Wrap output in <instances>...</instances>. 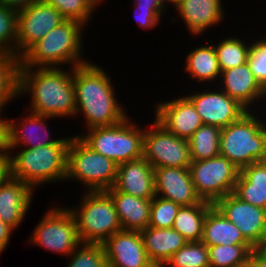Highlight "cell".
Listing matches in <instances>:
<instances>
[{
	"label": "cell",
	"instance_id": "f35d334b",
	"mask_svg": "<svg viewBox=\"0 0 266 267\" xmlns=\"http://www.w3.org/2000/svg\"><path fill=\"white\" fill-rule=\"evenodd\" d=\"M134 6V15L135 19L140 28L152 29L155 26H159L160 20H162V16L164 10L166 8H139V6ZM137 11V12H136Z\"/></svg>",
	"mask_w": 266,
	"mask_h": 267
},
{
	"label": "cell",
	"instance_id": "7bdbcfd3",
	"mask_svg": "<svg viewBox=\"0 0 266 267\" xmlns=\"http://www.w3.org/2000/svg\"><path fill=\"white\" fill-rule=\"evenodd\" d=\"M41 0H0V4L5 5L7 7H11L14 10H20L32 3L39 2Z\"/></svg>",
	"mask_w": 266,
	"mask_h": 267
},
{
	"label": "cell",
	"instance_id": "2e32d148",
	"mask_svg": "<svg viewBox=\"0 0 266 267\" xmlns=\"http://www.w3.org/2000/svg\"><path fill=\"white\" fill-rule=\"evenodd\" d=\"M108 267H155L149 260L138 231L121 230L103 244Z\"/></svg>",
	"mask_w": 266,
	"mask_h": 267
},
{
	"label": "cell",
	"instance_id": "74e56055",
	"mask_svg": "<svg viewBox=\"0 0 266 267\" xmlns=\"http://www.w3.org/2000/svg\"><path fill=\"white\" fill-rule=\"evenodd\" d=\"M247 63L257 82L266 91V35L251 43Z\"/></svg>",
	"mask_w": 266,
	"mask_h": 267
},
{
	"label": "cell",
	"instance_id": "1f68e13d",
	"mask_svg": "<svg viewBox=\"0 0 266 267\" xmlns=\"http://www.w3.org/2000/svg\"><path fill=\"white\" fill-rule=\"evenodd\" d=\"M252 245H217L208 247L210 267H246Z\"/></svg>",
	"mask_w": 266,
	"mask_h": 267
},
{
	"label": "cell",
	"instance_id": "9a60e30c",
	"mask_svg": "<svg viewBox=\"0 0 266 267\" xmlns=\"http://www.w3.org/2000/svg\"><path fill=\"white\" fill-rule=\"evenodd\" d=\"M29 112V113H27ZM21 121L8 119V153H14L21 145L23 148H36L57 142H70L72 136L60 139L50 137L47 120L55 117L33 113L27 110ZM17 121V122H16ZM24 145V146H23Z\"/></svg>",
	"mask_w": 266,
	"mask_h": 267
},
{
	"label": "cell",
	"instance_id": "8d00e7d4",
	"mask_svg": "<svg viewBox=\"0 0 266 267\" xmlns=\"http://www.w3.org/2000/svg\"><path fill=\"white\" fill-rule=\"evenodd\" d=\"M181 206L171 200L155 196L151 200L149 227L172 228L175 217Z\"/></svg>",
	"mask_w": 266,
	"mask_h": 267
},
{
	"label": "cell",
	"instance_id": "8992f818",
	"mask_svg": "<svg viewBox=\"0 0 266 267\" xmlns=\"http://www.w3.org/2000/svg\"><path fill=\"white\" fill-rule=\"evenodd\" d=\"M129 117L118 124L94 127L75 136L117 165L143 158L144 129Z\"/></svg>",
	"mask_w": 266,
	"mask_h": 267
},
{
	"label": "cell",
	"instance_id": "d6986e66",
	"mask_svg": "<svg viewBox=\"0 0 266 267\" xmlns=\"http://www.w3.org/2000/svg\"><path fill=\"white\" fill-rule=\"evenodd\" d=\"M219 80L220 83L216 84L219 89L237 100L248 111L257 107L258 101L266 100V91L255 79L248 63L222 71Z\"/></svg>",
	"mask_w": 266,
	"mask_h": 267
},
{
	"label": "cell",
	"instance_id": "8fae6325",
	"mask_svg": "<svg viewBox=\"0 0 266 267\" xmlns=\"http://www.w3.org/2000/svg\"><path fill=\"white\" fill-rule=\"evenodd\" d=\"M143 158L153 168H189L192 162L188 139L172 134L155 118L144 129Z\"/></svg>",
	"mask_w": 266,
	"mask_h": 267
},
{
	"label": "cell",
	"instance_id": "60d3db41",
	"mask_svg": "<svg viewBox=\"0 0 266 267\" xmlns=\"http://www.w3.org/2000/svg\"><path fill=\"white\" fill-rule=\"evenodd\" d=\"M15 229L0 218V254L7 249Z\"/></svg>",
	"mask_w": 266,
	"mask_h": 267
},
{
	"label": "cell",
	"instance_id": "83f0119b",
	"mask_svg": "<svg viewBox=\"0 0 266 267\" xmlns=\"http://www.w3.org/2000/svg\"><path fill=\"white\" fill-rule=\"evenodd\" d=\"M212 203L202 200L200 203L181 206L172 228L178 231L188 242H199L202 238L204 221Z\"/></svg>",
	"mask_w": 266,
	"mask_h": 267
},
{
	"label": "cell",
	"instance_id": "4316f807",
	"mask_svg": "<svg viewBox=\"0 0 266 267\" xmlns=\"http://www.w3.org/2000/svg\"><path fill=\"white\" fill-rule=\"evenodd\" d=\"M185 70L192 79L197 82L212 85L219 83L221 71L218 65L217 55L213 44L198 45L197 48L187 53ZM217 79V80H216Z\"/></svg>",
	"mask_w": 266,
	"mask_h": 267
},
{
	"label": "cell",
	"instance_id": "5bb4252c",
	"mask_svg": "<svg viewBox=\"0 0 266 267\" xmlns=\"http://www.w3.org/2000/svg\"><path fill=\"white\" fill-rule=\"evenodd\" d=\"M186 95L193 103L204 125L227 127L237 121L248 110L237 100L229 97L219 87Z\"/></svg>",
	"mask_w": 266,
	"mask_h": 267
},
{
	"label": "cell",
	"instance_id": "6da1fadb",
	"mask_svg": "<svg viewBox=\"0 0 266 267\" xmlns=\"http://www.w3.org/2000/svg\"><path fill=\"white\" fill-rule=\"evenodd\" d=\"M91 62L73 68L75 116L83 114L85 130L112 126L129 116L116 99L115 86L108 72Z\"/></svg>",
	"mask_w": 266,
	"mask_h": 267
},
{
	"label": "cell",
	"instance_id": "cb8c5ba5",
	"mask_svg": "<svg viewBox=\"0 0 266 267\" xmlns=\"http://www.w3.org/2000/svg\"><path fill=\"white\" fill-rule=\"evenodd\" d=\"M146 254L155 267H163L188 241L173 228L147 227L140 232Z\"/></svg>",
	"mask_w": 266,
	"mask_h": 267
},
{
	"label": "cell",
	"instance_id": "603a6c76",
	"mask_svg": "<svg viewBox=\"0 0 266 267\" xmlns=\"http://www.w3.org/2000/svg\"><path fill=\"white\" fill-rule=\"evenodd\" d=\"M114 202L122 230L141 232L149 226L151 200L115 190H106Z\"/></svg>",
	"mask_w": 266,
	"mask_h": 267
},
{
	"label": "cell",
	"instance_id": "836d02e7",
	"mask_svg": "<svg viewBox=\"0 0 266 267\" xmlns=\"http://www.w3.org/2000/svg\"><path fill=\"white\" fill-rule=\"evenodd\" d=\"M163 267H210L208 247L201 241L187 242Z\"/></svg>",
	"mask_w": 266,
	"mask_h": 267
},
{
	"label": "cell",
	"instance_id": "f6af8a7d",
	"mask_svg": "<svg viewBox=\"0 0 266 267\" xmlns=\"http://www.w3.org/2000/svg\"><path fill=\"white\" fill-rule=\"evenodd\" d=\"M133 3L139 8H166L163 0H133Z\"/></svg>",
	"mask_w": 266,
	"mask_h": 267
},
{
	"label": "cell",
	"instance_id": "ab89813d",
	"mask_svg": "<svg viewBox=\"0 0 266 267\" xmlns=\"http://www.w3.org/2000/svg\"><path fill=\"white\" fill-rule=\"evenodd\" d=\"M0 110V154H8V117L2 116Z\"/></svg>",
	"mask_w": 266,
	"mask_h": 267
},
{
	"label": "cell",
	"instance_id": "4dcf8cb0",
	"mask_svg": "<svg viewBox=\"0 0 266 267\" xmlns=\"http://www.w3.org/2000/svg\"><path fill=\"white\" fill-rule=\"evenodd\" d=\"M18 65L16 56L0 52V110L18 99Z\"/></svg>",
	"mask_w": 266,
	"mask_h": 267
},
{
	"label": "cell",
	"instance_id": "ffe728a7",
	"mask_svg": "<svg viewBox=\"0 0 266 267\" xmlns=\"http://www.w3.org/2000/svg\"><path fill=\"white\" fill-rule=\"evenodd\" d=\"M175 8L178 15L173 17L174 21L183 19L188 32L194 36L203 35L225 18L222 0H180Z\"/></svg>",
	"mask_w": 266,
	"mask_h": 267
},
{
	"label": "cell",
	"instance_id": "b9f144b4",
	"mask_svg": "<svg viewBox=\"0 0 266 267\" xmlns=\"http://www.w3.org/2000/svg\"><path fill=\"white\" fill-rule=\"evenodd\" d=\"M246 267H266V253L254 248L249 255Z\"/></svg>",
	"mask_w": 266,
	"mask_h": 267
},
{
	"label": "cell",
	"instance_id": "d590c367",
	"mask_svg": "<svg viewBox=\"0 0 266 267\" xmlns=\"http://www.w3.org/2000/svg\"><path fill=\"white\" fill-rule=\"evenodd\" d=\"M17 10L0 4V52L16 56Z\"/></svg>",
	"mask_w": 266,
	"mask_h": 267
},
{
	"label": "cell",
	"instance_id": "c3c4849f",
	"mask_svg": "<svg viewBox=\"0 0 266 267\" xmlns=\"http://www.w3.org/2000/svg\"><path fill=\"white\" fill-rule=\"evenodd\" d=\"M260 249L266 253V238H265V241L263 243V245L260 247Z\"/></svg>",
	"mask_w": 266,
	"mask_h": 267
},
{
	"label": "cell",
	"instance_id": "484cf974",
	"mask_svg": "<svg viewBox=\"0 0 266 267\" xmlns=\"http://www.w3.org/2000/svg\"><path fill=\"white\" fill-rule=\"evenodd\" d=\"M233 193L242 201L266 209V166L256 162L243 167Z\"/></svg>",
	"mask_w": 266,
	"mask_h": 267
},
{
	"label": "cell",
	"instance_id": "e0dca14e",
	"mask_svg": "<svg viewBox=\"0 0 266 267\" xmlns=\"http://www.w3.org/2000/svg\"><path fill=\"white\" fill-rule=\"evenodd\" d=\"M155 105V119L178 137L189 139L203 125L192 101L186 95L170 101H159Z\"/></svg>",
	"mask_w": 266,
	"mask_h": 267
},
{
	"label": "cell",
	"instance_id": "52a82bcc",
	"mask_svg": "<svg viewBox=\"0 0 266 267\" xmlns=\"http://www.w3.org/2000/svg\"><path fill=\"white\" fill-rule=\"evenodd\" d=\"M81 198L80 206L68 209L82 243L103 244L122 230L114 202L106 191H83Z\"/></svg>",
	"mask_w": 266,
	"mask_h": 267
},
{
	"label": "cell",
	"instance_id": "4fadbf2b",
	"mask_svg": "<svg viewBox=\"0 0 266 267\" xmlns=\"http://www.w3.org/2000/svg\"><path fill=\"white\" fill-rule=\"evenodd\" d=\"M213 205L240 229L254 248L263 245L266 238V209L242 201L234 193L217 200Z\"/></svg>",
	"mask_w": 266,
	"mask_h": 267
},
{
	"label": "cell",
	"instance_id": "ac0fdd59",
	"mask_svg": "<svg viewBox=\"0 0 266 267\" xmlns=\"http://www.w3.org/2000/svg\"><path fill=\"white\" fill-rule=\"evenodd\" d=\"M156 196L173 201L179 206H190L202 200L194 188L189 168H154Z\"/></svg>",
	"mask_w": 266,
	"mask_h": 267
},
{
	"label": "cell",
	"instance_id": "d4e9b609",
	"mask_svg": "<svg viewBox=\"0 0 266 267\" xmlns=\"http://www.w3.org/2000/svg\"><path fill=\"white\" fill-rule=\"evenodd\" d=\"M201 242L207 247L217 245H251L240 229L229 221L214 205L208 210Z\"/></svg>",
	"mask_w": 266,
	"mask_h": 267
},
{
	"label": "cell",
	"instance_id": "3957f363",
	"mask_svg": "<svg viewBox=\"0 0 266 267\" xmlns=\"http://www.w3.org/2000/svg\"><path fill=\"white\" fill-rule=\"evenodd\" d=\"M76 20L65 19L33 44L20 58L18 67L48 68L66 64L71 68L88 63L83 54V30Z\"/></svg>",
	"mask_w": 266,
	"mask_h": 267
},
{
	"label": "cell",
	"instance_id": "f1b7e54d",
	"mask_svg": "<svg viewBox=\"0 0 266 267\" xmlns=\"http://www.w3.org/2000/svg\"><path fill=\"white\" fill-rule=\"evenodd\" d=\"M222 128L202 125L188 139L191 161L205 160L220 154V134Z\"/></svg>",
	"mask_w": 266,
	"mask_h": 267
},
{
	"label": "cell",
	"instance_id": "277c9868",
	"mask_svg": "<svg viewBox=\"0 0 266 267\" xmlns=\"http://www.w3.org/2000/svg\"><path fill=\"white\" fill-rule=\"evenodd\" d=\"M69 145L70 142H57L22 148L16 154L8 153L10 176L29 184L34 190L51 182H66Z\"/></svg>",
	"mask_w": 266,
	"mask_h": 267
},
{
	"label": "cell",
	"instance_id": "bcb514c9",
	"mask_svg": "<svg viewBox=\"0 0 266 267\" xmlns=\"http://www.w3.org/2000/svg\"><path fill=\"white\" fill-rule=\"evenodd\" d=\"M179 1H180V0H163V2H164L165 4L169 3V5H170V4L172 5V7H173V6H176V4H177Z\"/></svg>",
	"mask_w": 266,
	"mask_h": 267
},
{
	"label": "cell",
	"instance_id": "5b68a950",
	"mask_svg": "<svg viewBox=\"0 0 266 267\" xmlns=\"http://www.w3.org/2000/svg\"><path fill=\"white\" fill-rule=\"evenodd\" d=\"M257 114L255 109L247 111L221 130L220 154L240 170L260 162L266 148V118Z\"/></svg>",
	"mask_w": 266,
	"mask_h": 267
},
{
	"label": "cell",
	"instance_id": "7a4b0ae2",
	"mask_svg": "<svg viewBox=\"0 0 266 267\" xmlns=\"http://www.w3.org/2000/svg\"><path fill=\"white\" fill-rule=\"evenodd\" d=\"M66 70L18 67L17 93L19 98L25 93L30 96L29 111L58 119L75 117L73 68Z\"/></svg>",
	"mask_w": 266,
	"mask_h": 267
},
{
	"label": "cell",
	"instance_id": "ee69618b",
	"mask_svg": "<svg viewBox=\"0 0 266 267\" xmlns=\"http://www.w3.org/2000/svg\"><path fill=\"white\" fill-rule=\"evenodd\" d=\"M10 176L9 155L0 154V184Z\"/></svg>",
	"mask_w": 266,
	"mask_h": 267
},
{
	"label": "cell",
	"instance_id": "d6a6232c",
	"mask_svg": "<svg viewBox=\"0 0 266 267\" xmlns=\"http://www.w3.org/2000/svg\"><path fill=\"white\" fill-rule=\"evenodd\" d=\"M58 10L68 20H76L87 26L96 11V7L104 0H44Z\"/></svg>",
	"mask_w": 266,
	"mask_h": 267
},
{
	"label": "cell",
	"instance_id": "30bf717a",
	"mask_svg": "<svg viewBox=\"0 0 266 267\" xmlns=\"http://www.w3.org/2000/svg\"><path fill=\"white\" fill-rule=\"evenodd\" d=\"M189 170L197 195L212 204L234 192L240 173V169L221 154L192 161Z\"/></svg>",
	"mask_w": 266,
	"mask_h": 267
},
{
	"label": "cell",
	"instance_id": "7c38bea8",
	"mask_svg": "<svg viewBox=\"0 0 266 267\" xmlns=\"http://www.w3.org/2000/svg\"><path fill=\"white\" fill-rule=\"evenodd\" d=\"M64 20L61 13L44 0L18 10L16 57L19 59L33 44Z\"/></svg>",
	"mask_w": 266,
	"mask_h": 267
},
{
	"label": "cell",
	"instance_id": "f546056e",
	"mask_svg": "<svg viewBox=\"0 0 266 267\" xmlns=\"http://www.w3.org/2000/svg\"><path fill=\"white\" fill-rule=\"evenodd\" d=\"M248 44V45H247ZM251 43H245L244 39L236 36L223 37L214 48L217 55L220 71H224L247 63Z\"/></svg>",
	"mask_w": 266,
	"mask_h": 267
},
{
	"label": "cell",
	"instance_id": "7dc6e473",
	"mask_svg": "<svg viewBox=\"0 0 266 267\" xmlns=\"http://www.w3.org/2000/svg\"><path fill=\"white\" fill-rule=\"evenodd\" d=\"M260 162H261L264 166H266V148H265L263 157H262V159L260 160Z\"/></svg>",
	"mask_w": 266,
	"mask_h": 267
},
{
	"label": "cell",
	"instance_id": "e575fe53",
	"mask_svg": "<svg viewBox=\"0 0 266 267\" xmlns=\"http://www.w3.org/2000/svg\"><path fill=\"white\" fill-rule=\"evenodd\" d=\"M68 258L67 267H108L102 244L81 243Z\"/></svg>",
	"mask_w": 266,
	"mask_h": 267
},
{
	"label": "cell",
	"instance_id": "9c48e42d",
	"mask_svg": "<svg viewBox=\"0 0 266 267\" xmlns=\"http://www.w3.org/2000/svg\"><path fill=\"white\" fill-rule=\"evenodd\" d=\"M28 238L27 243L65 257L82 243L72 213L68 207L59 205L46 211Z\"/></svg>",
	"mask_w": 266,
	"mask_h": 267
},
{
	"label": "cell",
	"instance_id": "7402d4cb",
	"mask_svg": "<svg viewBox=\"0 0 266 267\" xmlns=\"http://www.w3.org/2000/svg\"><path fill=\"white\" fill-rule=\"evenodd\" d=\"M35 190L27 183L7 177L0 184V218L17 229L31 207Z\"/></svg>",
	"mask_w": 266,
	"mask_h": 267
},
{
	"label": "cell",
	"instance_id": "ba28073f",
	"mask_svg": "<svg viewBox=\"0 0 266 267\" xmlns=\"http://www.w3.org/2000/svg\"><path fill=\"white\" fill-rule=\"evenodd\" d=\"M118 165L90 148L79 136H72L68 148L67 180L85 186L84 191H106L113 187Z\"/></svg>",
	"mask_w": 266,
	"mask_h": 267
},
{
	"label": "cell",
	"instance_id": "44dd1931",
	"mask_svg": "<svg viewBox=\"0 0 266 267\" xmlns=\"http://www.w3.org/2000/svg\"><path fill=\"white\" fill-rule=\"evenodd\" d=\"M115 190L143 199L156 196L154 168L144 159L118 165Z\"/></svg>",
	"mask_w": 266,
	"mask_h": 267
}]
</instances>
